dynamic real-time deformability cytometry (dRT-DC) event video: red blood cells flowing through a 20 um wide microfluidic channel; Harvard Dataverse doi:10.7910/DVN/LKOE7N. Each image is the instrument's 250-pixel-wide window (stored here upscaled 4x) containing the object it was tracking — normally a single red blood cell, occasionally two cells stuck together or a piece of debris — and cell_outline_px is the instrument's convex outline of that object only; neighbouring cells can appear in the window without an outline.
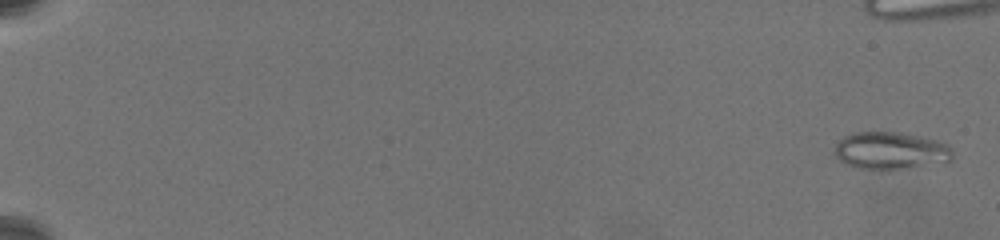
{"species": "common noctule bat (a hibernating species)", "species_latin": "Nyctalus noctula", "temperature_condition": "warm", "stored_images_in_passage": 51, "camera_frame_rate_fps": 3000, "um_per_image_px": 0.085, "animal": {"sex": "female", "body_mass_g": 19.5, "forearm_length_mm": 54.1}, "frame": {"image": 1, "passage_image": 1, "time_ms": 0.0, "image_size_px": [1000, 240], "cell_outline_px": [[952, 156], [948, 160], [900, 168], [860, 168], [848, 164], [840, 160], [832, 152], [836, 144], [844, 136], [856, 132], [900, 132], [920, 136], [936, 140], [948, 144], [952, 148]], "centroid_in_image_um": [75.65, 12.76], "position_along_channel_um": 9.3, "area_um2": 24.97}}
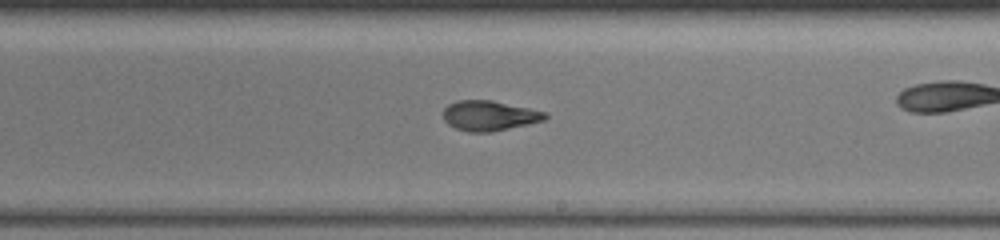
{"frame": {"image": 2, "passage_image": 33, "time_ms": 13.0, "image_size_px": [1000, 240], "cell_outline_px": [[548, 116], [544, 120], [528, 124], [492, 132], [468, 132], [456, 128], [448, 124], [444, 120], [444, 108], [448, 104], [456, 100], [492, 100], [548, 112]], "centroid_in_image_um": [41.6, 9.83], "position_along_channel_um": 247.4, "area_um2": 17.92}}
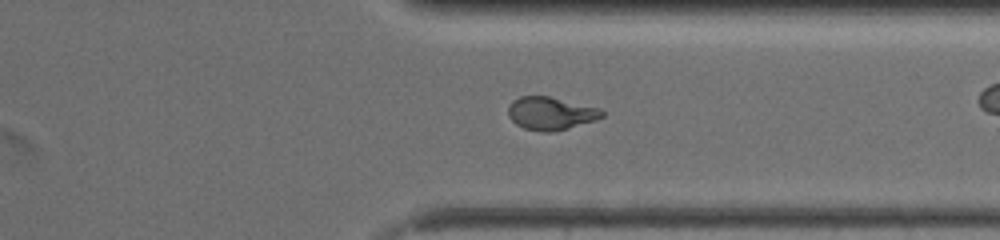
{"frame": {"image": 3, "passage_image": 46, "time_ms": 16.333, "image_size_px": [1000, 240], "cell_outline_px": [[604, 116], [596, 120], [568, 128], [552, 132], [544, 132], [524, 128], [516, 124], [508, 116], [508, 108], [512, 100], [520, 96], [548, 96], [600, 108], [604, 112]], "centroid_in_image_um": [46.81, 9.63], "position_along_channel_um": 364.6, "area_um2": 17.98}}